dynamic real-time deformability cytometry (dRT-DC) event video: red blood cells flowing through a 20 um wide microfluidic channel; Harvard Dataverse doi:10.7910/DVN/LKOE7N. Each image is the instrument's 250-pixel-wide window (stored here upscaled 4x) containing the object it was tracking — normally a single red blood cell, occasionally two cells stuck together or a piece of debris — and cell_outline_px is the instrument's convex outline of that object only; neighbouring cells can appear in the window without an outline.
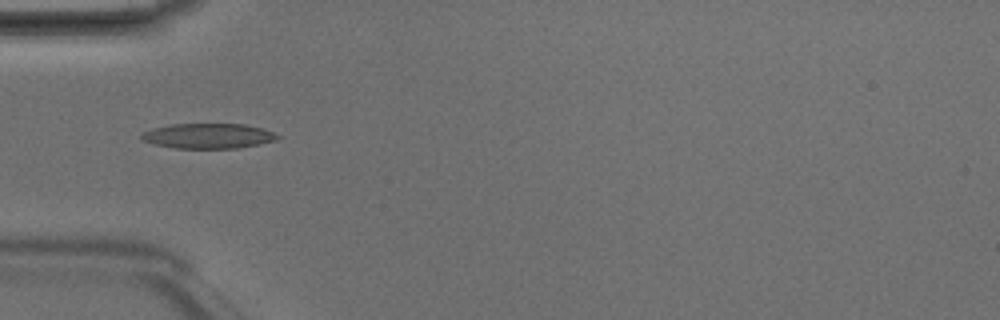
{"species": "Egyptian fruit bat (a non-hibernating species)", "species_latin": "Rousettus aegyptiacus", "temperature_condition": "room temperature", "stored_images_in_passage": 5, "camera_frame_rate_fps": 3000, "um_per_image_px": 0.085, "animal": {"sex": "male"}, "frame": {"image": 1, "passage_image": 4, "time_ms": 1.0, "image_size_px": [1000, 320], "cell_outline_px": [[280, 136], [276, 140], [236, 148], [176, 148], [156, 144], [140, 140], [140, 136], [144, 132], [152, 128], [172, 124], [244, 124], [260, 128], [272, 132]], "centroid_in_image_um": [17.65, 11.55], "position_along_channel_um": 67.3, "area_um2": 19.59}}